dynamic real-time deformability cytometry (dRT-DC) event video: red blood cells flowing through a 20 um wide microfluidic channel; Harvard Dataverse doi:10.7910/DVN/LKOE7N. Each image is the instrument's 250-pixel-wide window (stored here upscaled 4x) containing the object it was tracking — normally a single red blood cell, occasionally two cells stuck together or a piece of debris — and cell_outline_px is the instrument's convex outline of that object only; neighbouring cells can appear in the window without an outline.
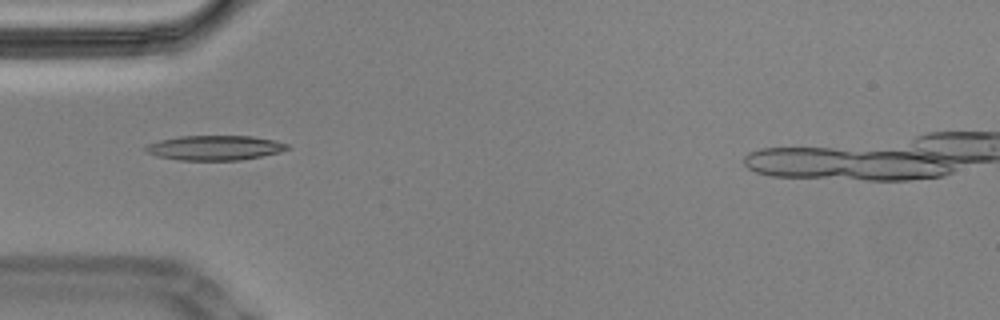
{"species": "Egyptian fruit bat (a non-hibernating species)", "species_latin": "Rousettus aegyptiacus", "temperature_condition": "cold", "stored_images_in_passage": 11, "camera_frame_rate_fps": 3000, "um_per_image_px": 0.085, "animal": {"sex": "male"}, "frame": {"image": 1, "passage_image": 1, "time_ms": 0.0, "image_size_px": [1000, 320], "cell_outline_px": [[292, 148], [280, 152], [240, 160], [180, 160], [156, 156], [148, 152], [144, 148], [148, 144], [160, 140], [180, 136], [252, 136], [276, 140], [288, 144]], "centroid_in_image_um": [18.3, 12.56], "position_along_channel_um": 66.7, "area_um2": 20.4}}